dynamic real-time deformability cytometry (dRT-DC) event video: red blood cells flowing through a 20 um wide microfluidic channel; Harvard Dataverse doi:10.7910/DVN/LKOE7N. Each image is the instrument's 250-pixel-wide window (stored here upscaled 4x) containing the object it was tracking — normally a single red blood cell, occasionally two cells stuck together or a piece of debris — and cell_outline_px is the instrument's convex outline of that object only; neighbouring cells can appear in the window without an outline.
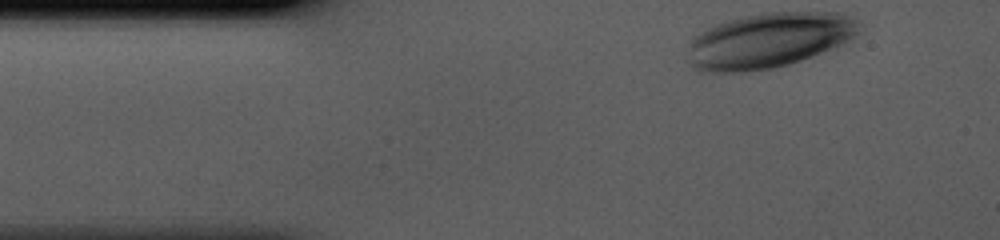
{"species": "human", "species_latin": "Homo sapiens", "temperature_condition": "cold", "stored_images_in_passage": 33, "camera_frame_rate_fps": 3000, "um_per_image_px": 0.085, "donor": {"sex": "male"}, "frame": {"image": 1, "passage_image": 1, "time_ms": 0.0, "image_size_px": [1000, 240], "cell_outline_px": [[864, 28], [856, 36], [840, 44], [812, 56], [788, 64], [772, 68], [744, 72], [696, 72], [688, 64], [688, 60], [692, 36], [716, 24], [744, 16], [764, 12], [844, 12], [860, 20]], "centroid_in_image_um": [65.37, 3.42], "position_along_channel_um": 19.6, "area_um2": 55.55}}
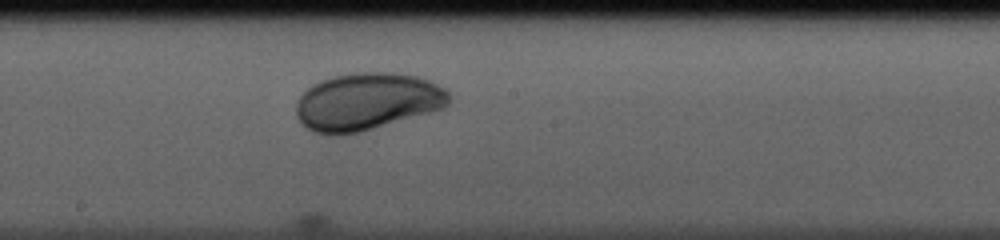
{"frame": {"image": 2, "passage_image": 19, "time_ms": 6.0, "image_size_px": [1000, 240], "cell_outline_px": [[448, 104], [444, 108], [360, 132], [336, 136], [328, 136], [316, 132], [308, 128], [296, 116], [296, 100], [312, 84], [320, 80], [332, 76], [360, 72], [392, 72], [416, 76], [428, 80], [444, 88], [448, 92]], "centroid_in_image_um": [31.17, 8.64], "position_along_channel_um": 217.0, "area_um2": 51.04}}
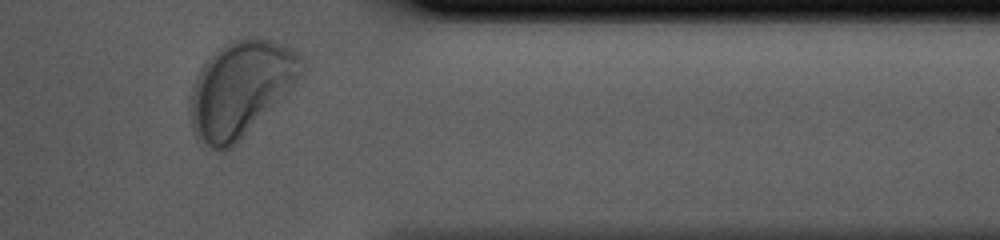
{"frame": {"image": 3, "passage_image": 32, "time_ms": 10.333, "image_size_px": [1000, 240], "cell_outline_px": [[308, 68], [288, 96], [228, 152], [224, 152], [212, 148], [196, 140], [192, 128], [188, 108], [192, 84], [200, 68], [224, 44], [244, 36], [260, 36], [272, 40], [292, 48], [304, 56]], "centroid_in_image_um": [20.53, 7.56], "position_along_channel_um": 390.9, "area_um2": 64.16}}